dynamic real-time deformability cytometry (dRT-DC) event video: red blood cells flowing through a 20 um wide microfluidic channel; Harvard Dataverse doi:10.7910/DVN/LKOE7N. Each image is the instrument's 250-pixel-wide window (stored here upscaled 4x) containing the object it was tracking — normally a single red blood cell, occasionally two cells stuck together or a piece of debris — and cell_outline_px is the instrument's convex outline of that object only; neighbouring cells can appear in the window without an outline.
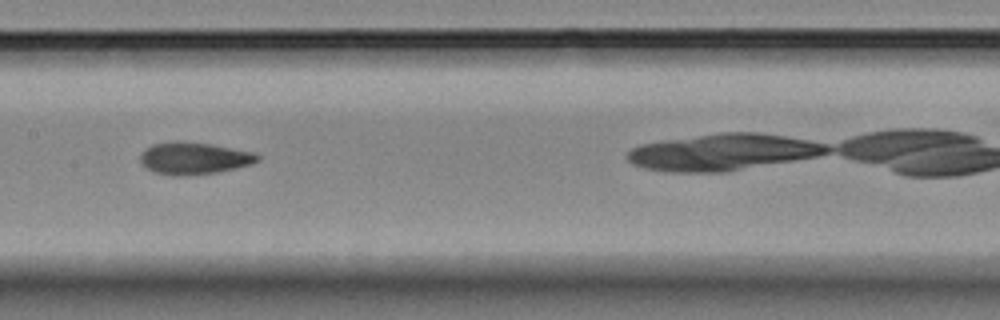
{"species": "Egyptian fruit bat (a non-hibernating species)", "species_latin": "Rousettus aegyptiacus", "temperature_condition": "room temperature", "stored_images_in_passage": 9, "camera_frame_rate_fps": 3000, "um_per_image_px": 0.085, "animal": {"sex": "female"}, "frame": {"image": 1, "passage_image": 7, "time_ms": 6.667, "image_size_px": [1000, 320], "cell_outline_px": [[260, 160], [252, 164], [236, 168], [216, 172], [176, 176], [172, 176], [152, 172], [140, 160], [140, 152], [144, 148], [152, 144], [176, 140], [208, 144], [252, 152], [260, 156]], "centroid_in_image_um": [16.44, 13.45], "position_along_channel_um": 191.0, "area_um2": 21.85}}